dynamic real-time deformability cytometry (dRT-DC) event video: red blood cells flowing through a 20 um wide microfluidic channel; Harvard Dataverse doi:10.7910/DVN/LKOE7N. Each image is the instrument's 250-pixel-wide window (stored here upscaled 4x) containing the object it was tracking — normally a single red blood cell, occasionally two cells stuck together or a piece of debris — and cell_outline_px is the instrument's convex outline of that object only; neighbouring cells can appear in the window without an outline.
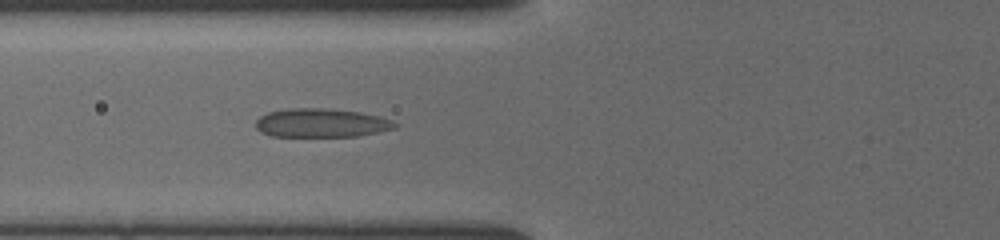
{"species": "common noctule bat (a hibernating species)", "species_latin": "Nyctalus noctula", "temperature_condition": "cold", "stored_images_in_passage": 63, "camera_frame_rate_fps": 3000, "um_per_image_px": 0.085, "animal": {"sex": "female", "body_mass_g": 19.5, "forearm_length_mm": 54.1}, "frame": {"image": 1, "passage_image": 11, "time_ms": 3.333, "image_size_px": [1000, 240], "cell_outline_px": [[396, 124], [392, 128], [376, 132], [356, 136], [272, 136], [256, 128], [256, 120], [260, 116], [268, 112], [292, 108], [324, 108], [360, 112], [376, 116], [388, 120]], "centroid_in_image_um": [27.23, 10.44], "position_along_channel_um": 98.6, "area_um2": 22.72}}
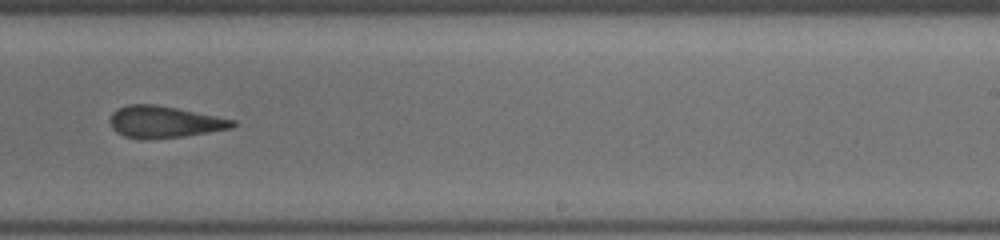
{"frame": {"image": 2, "passage_image": 40, "time_ms": 7.667, "image_size_px": [1000, 240], "cell_outline_px": [[236, 124], [232, 128], [208, 132], [180, 136], [140, 140], [124, 136], [116, 132], [112, 128], [112, 112], [128, 104], [156, 104], [236, 120]], "centroid_in_image_um": [13.96, 10.36], "position_along_channel_um": 275.0, "area_um2": 22.37}}
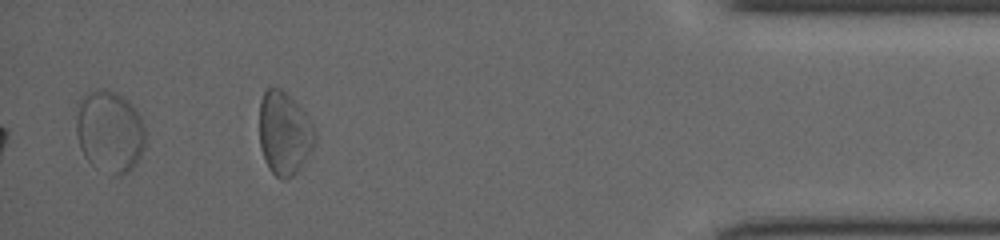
{"frame": {"image": 3, "passage_image": 63, "time_ms": 12.0, "image_size_px": [1000, 240], "cell_outline_px": [[144, 148], [136, 164], [124, 176], [116, 176], [88, 160], [80, 148], [76, 128], [76, 124], [80, 104], [84, 96], [96, 88], [108, 88], [116, 92], [140, 116], [144, 128]], "centroid_in_image_um": [9.33, 11.18], "position_along_channel_um": 425.9, "area_um2": 32.25}}